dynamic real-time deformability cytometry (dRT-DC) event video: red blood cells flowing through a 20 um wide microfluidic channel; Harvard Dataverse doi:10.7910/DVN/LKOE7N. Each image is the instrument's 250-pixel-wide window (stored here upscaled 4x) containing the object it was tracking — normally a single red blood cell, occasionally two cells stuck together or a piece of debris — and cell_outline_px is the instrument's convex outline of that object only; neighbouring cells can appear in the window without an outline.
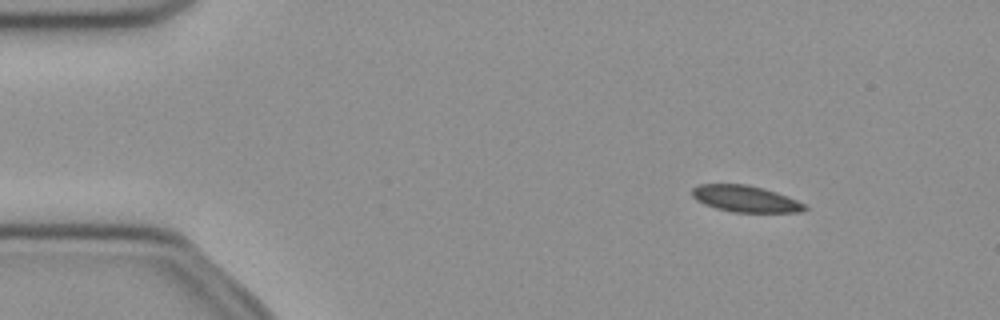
{"species": "common noctule bat (a hibernating species)", "species_latin": "Nyctalus noctula", "temperature_condition": "cold", "stored_images_in_passage": 52, "camera_frame_rate_fps": 3000, "um_per_image_px": 0.085, "animal": {"sex": "female", "body_mass_g": 21.9}, "frame": {"image": 1, "passage_image": 7, "time_ms": 2.0, "image_size_px": [1000, 320], "cell_outline_px": [[808, 208], [804, 212], [732, 212], [716, 208], [704, 204], [696, 200], [692, 196], [692, 188], [700, 184], [744, 184], [764, 188], [776, 192], [796, 200], [804, 204]], "centroid_in_image_um": [63.35, 16.9], "position_along_channel_um": 21.7, "area_um2": 17.34}}
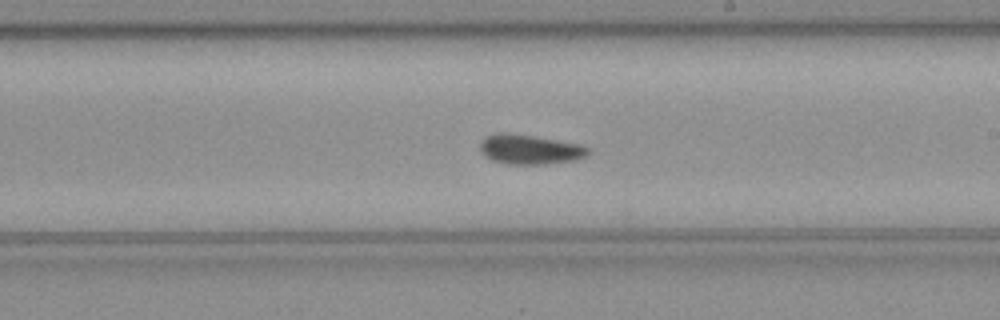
{"frame": {"image": 2, "passage_image": 30, "time_ms": 9.667, "image_size_px": [1000, 320], "cell_outline_px": [[592, 148], [588, 156], [576, 160], [544, 164], [508, 164], [492, 160], [484, 156], [480, 152], [480, 144], [488, 136], [500, 132], [504, 132], [532, 136], [580, 144]], "centroid_in_image_um": [45.08, 12.71], "position_along_channel_um": 243.9, "area_um2": 18.67}}
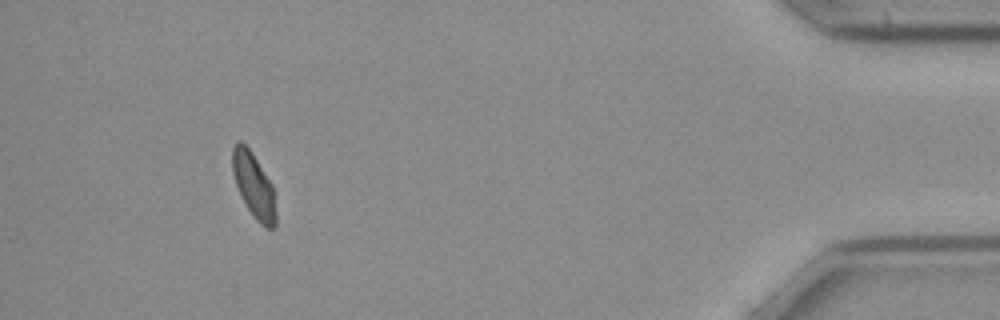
{"frame": {"image": 3, "passage_image": 48, "time_ms": 15.667, "image_size_px": [1000, 320], "cell_outline_px": [[276, 224], [272, 228], [264, 228], [256, 220], [240, 196], [232, 172], [232, 148], [236, 140], [240, 140], [252, 152], [272, 184], [276, 212]], "centroid_in_image_um": [21.56, 15.76], "position_along_channel_um": 413.6, "area_um2": 16.47}}